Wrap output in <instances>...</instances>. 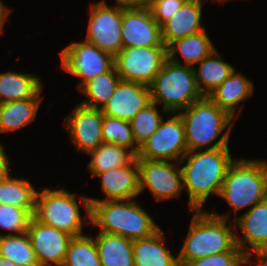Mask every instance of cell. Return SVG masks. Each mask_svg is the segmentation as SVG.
Returning a JSON list of instances; mask_svg holds the SVG:
<instances>
[{"mask_svg": "<svg viewBox=\"0 0 267 266\" xmlns=\"http://www.w3.org/2000/svg\"><path fill=\"white\" fill-rule=\"evenodd\" d=\"M230 132L231 129H226L212 146L206 147L203 151L187 152L179 162L178 166L187 161L181 168L184 188L189 195L190 211H202L203 204L210 194L219 196L226 171L235 160L229 153Z\"/></svg>", "mask_w": 267, "mask_h": 266, "instance_id": "6da1fadb", "label": "cell"}, {"mask_svg": "<svg viewBox=\"0 0 267 266\" xmlns=\"http://www.w3.org/2000/svg\"><path fill=\"white\" fill-rule=\"evenodd\" d=\"M191 219L188 235L180 249L179 266L187 262L217 253L230 251L235 245L234 221L227 225L229 215L195 211Z\"/></svg>", "mask_w": 267, "mask_h": 266, "instance_id": "7a4b0ae2", "label": "cell"}, {"mask_svg": "<svg viewBox=\"0 0 267 266\" xmlns=\"http://www.w3.org/2000/svg\"><path fill=\"white\" fill-rule=\"evenodd\" d=\"M90 223L99 231L120 235L132 241L152 236L160 227L136 201L114 200L90 202Z\"/></svg>", "mask_w": 267, "mask_h": 266, "instance_id": "3957f363", "label": "cell"}, {"mask_svg": "<svg viewBox=\"0 0 267 266\" xmlns=\"http://www.w3.org/2000/svg\"><path fill=\"white\" fill-rule=\"evenodd\" d=\"M219 196L237 212L267 198V162L235 159L228 167Z\"/></svg>", "mask_w": 267, "mask_h": 266, "instance_id": "277c9868", "label": "cell"}, {"mask_svg": "<svg viewBox=\"0 0 267 266\" xmlns=\"http://www.w3.org/2000/svg\"><path fill=\"white\" fill-rule=\"evenodd\" d=\"M152 103H162L164 113L181 111L204 96L197 86L193 67L168 59L149 85Z\"/></svg>", "mask_w": 267, "mask_h": 266, "instance_id": "5b68a950", "label": "cell"}, {"mask_svg": "<svg viewBox=\"0 0 267 266\" xmlns=\"http://www.w3.org/2000/svg\"><path fill=\"white\" fill-rule=\"evenodd\" d=\"M180 113L188 152L211 145L224 131L232 129L235 119L220 109L208 96L194 102ZM233 121V122H232Z\"/></svg>", "mask_w": 267, "mask_h": 266, "instance_id": "8992f818", "label": "cell"}, {"mask_svg": "<svg viewBox=\"0 0 267 266\" xmlns=\"http://www.w3.org/2000/svg\"><path fill=\"white\" fill-rule=\"evenodd\" d=\"M65 189L45 188L36 194L33 217L40 223L55 227L72 237L83 235L79 202Z\"/></svg>", "mask_w": 267, "mask_h": 266, "instance_id": "52a82bcc", "label": "cell"}, {"mask_svg": "<svg viewBox=\"0 0 267 266\" xmlns=\"http://www.w3.org/2000/svg\"><path fill=\"white\" fill-rule=\"evenodd\" d=\"M166 60V46L129 47L114 57V66L121 80L149 86Z\"/></svg>", "mask_w": 267, "mask_h": 266, "instance_id": "ba28073f", "label": "cell"}, {"mask_svg": "<svg viewBox=\"0 0 267 266\" xmlns=\"http://www.w3.org/2000/svg\"><path fill=\"white\" fill-rule=\"evenodd\" d=\"M188 152L185 128L180 114L161 121L158 129L140 147L137 159L176 161Z\"/></svg>", "mask_w": 267, "mask_h": 266, "instance_id": "9c48e42d", "label": "cell"}, {"mask_svg": "<svg viewBox=\"0 0 267 266\" xmlns=\"http://www.w3.org/2000/svg\"><path fill=\"white\" fill-rule=\"evenodd\" d=\"M62 68L73 76L82 78L81 89L92 78L109 71L114 66V57L94 44L74 42L60 52Z\"/></svg>", "mask_w": 267, "mask_h": 266, "instance_id": "30bf717a", "label": "cell"}, {"mask_svg": "<svg viewBox=\"0 0 267 266\" xmlns=\"http://www.w3.org/2000/svg\"><path fill=\"white\" fill-rule=\"evenodd\" d=\"M122 9L104 0L91 5L86 41L115 57L122 46Z\"/></svg>", "mask_w": 267, "mask_h": 266, "instance_id": "8fae6325", "label": "cell"}, {"mask_svg": "<svg viewBox=\"0 0 267 266\" xmlns=\"http://www.w3.org/2000/svg\"><path fill=\"white\" fill-rule=\"evenodd\" d=\"M140 193L147 186L157 201L180 195L184 189L182 168L171 161L137 159Z\"/></svg>", "mask_w": 267, "mask_h": 266, "instance_id": "7c38bea8", "label": "cell"}, {"mask_svg": "<svg viewBox=\"0 0 267 266\" xmlns=\"http://www.w3.org/2000/svg\"><path fill=\"white\" fill-rule=\"evenodd\" d=\"M27 234L40 266H62L71 235L31 218Z\"/></svg>", "mask_w": 267, "mask_h": 266, "instance_id": "4fadbf2b", "label": "cell"}, {"mask_svg": "<svg viewBox=\"0 0 267 266\" xmlns=\"http://www.w3.org/2000/svg\"><path fill=\"white\" fill-rule=\"evenodd\" d=\"M95 177H100L102 179L101 189L107 198L104 200L90 197L80 198L89 219H91L90 202L131 200L140 194L137 158L127 166L98 173Z\"/></svg>", "mask_w": 267, "mask_h": 266, "instance_id": "5bb4252c", "label": "cell"}, {"mask_svg": "<svg viewBox=\"0 0 267 266\" xmlns=\"http://www.w3.org/2000/svg\"><path fill=\"white\" fill-rule=\"evenodd\" d=\"M67 117L63 124L68 127L77 150L88 154L103 143V113L100 108L78 104Z\"/></svg>", "mask_w": 267, "mask_h": 266, "instance_id": "9a60e30c", "label": "cell"}, {"mask_svg": "<svg viewBox=\"0 0 267 266\" xmlns=\"http://www.w3.org/2000/svg\"><path fill=\"white\" fill-rule=\"evenodd\" d=\"M121 36L123 48L165 46L161 26L154 20L149 8L122 9Z\"/></svg>", "mask_w": 267, "mask_h": 266, "instance_id": "2e32d148", "label": "cell"}, {"mask_svg": "<svg viewBox=\"0 0 267 266\" xmlns=\"http://www.w3.org/2000/svg\"><path fill=\"white\" fill-rule=\"evenodd\" d=\"M150 103L149 86L141 83L120 80L114 94L103 106L102 113L125 121H131L135 114Z\"/></svg>", "mask_w": 267, "mask_h": 266, "instance_id": "e0dca14e", "label": "cell"}, {"mask_svg": "<svg viewBox=\"0 0 267 266\" xmlns=\"http://www.w3.org/2000/svg\"><path fill=\"white\" fill-rule=\"evenodd\" d=\"M234 225L235 229H240L243 234L239 238L235 236L236 245L243 253L267 251V198L237 217ZM247 243L251 248H246Z\"/></svg>", "mask_w": 267, "mask_h": 266, "instance_id": "ac0fdd59", "label": "cell"}, {"mask_svg": "<svg viewBox=\"0 0 267 266\" xmlns=\"http://www.w3.org/2000/svg\"><path fill=\"white\" fill-rule=\"evenodd\" d=\"M202 0H188L161 26L163 44L167 47L177 39L204 31L201 26Z\"/></svg>", "mask_w": 267, "mask_h": 266, "instance_id": "d6986e66", "label": "cell"}, {"mask_svg": "<svg viewBox=\"0 0 267 266\" xmlns=\"http://www.w3.org/2000/svg\"><path fill=\"white\" fill-rule=\"evenodd\" d=\"M253 83L236 69L230 76L208 97L222 110L226 111L232 118H236V107L239 103L253 94Z\"/></svg>", "mask_w": 267, "mask_h": 266, "instance_id": "ffe728a7", "label": "cell"}, {"mask_svg": "<svg viewBox=\"0 0 267 266\" xmlns=\"http://www.w3.org/2000/svg\"><path fill=\"white\" fill-rule=\"evenodd\" d=\"M164 240L161 228L148 238L134 240L135 266H179L178 257L166 248Z\"/></svg>", "mask_w": 267, "mask_h": 266, "instance_id": "44dd1931", "label": "cell"}, {"mask_svg": "<svg viewBox=\"0 0 267 266\" xmlns=\"http://www.w3.org/2000/svg\"><path fill=\"white\" fill-rule=\"evenodd\" d=\"M215 49L206 30L194 35L180 38L167 46V59L174 64L194 67L209 56ZM177 52L181 53L184 64L176 59Z\"/></svg>", "mask_w": 267, "mask_h": 266, "instance_id": "7402d4cb", "label": "cell"}, {"mask_svg": "<svg viewBox=\"0 0 267 266\" xmlns=\"http://www.w3.org/2000/svg\"><path fill=\"white\" fill-rule=\"evenodd\" d=\"M95 243L102 266H135L132 240L100 231Z\"/></svg>", "mask_w": 267, "mask_h": 266, "instance_id": "603a6c76", "label": "cell"}, {"mask_svg": "<svg viewBox=\"0 0 267 266\" xmlns=\"http://www.w3.org/2000/svg\"><path fill=\"white\" fill-rule=\"evenodd\" d=\"M42 82L35 75L0 73V104L16 100L41 99Z\"/></svg>", "mask_w": 267, "mask_h": 266, "instance_id": "cb8c5ba5", "label": "cell"}, {"mask_svg": "<svg viewBox=\"0 0 267 266\" xmlns=\"http://www.w3.org/2000/svg\"><path fill=\"white\" fill-rule=\"evenodd\" d=\"M221 58L219 53L214 50L198 63V70L193 67L198 89L203 96H208L220 86L235 69Z\"/></svg>", "mask_w": 267, "mask_h": 266, "instance_id": "d4e9b609", "label": "cell"}, {"mask_svg": "<svg viewBox=\"0 0 267 266\" xmlns=\"http://www.w3.org/2000/svg\"><path fill=\"white\" fill-rule=\"evenodd\" d=\"M41 101L25 99L0 104V133L18 130L34 121Z\"/></svg>", "mask_w": 267, "mask_h": 266, "instance_id": "484cf974", "label": "cell"}, {"mask_svg": "<svg viewBox=\"0 0 267 266\" xmlns=\"http://www.w3.org/2000/svg\"><path fill=\"white\" fill-rule=\"evenodd\" d=\"M88 154L92 157L88 168L94 176L127 166L136 158V155L132 151H128V148L105 142Z\"/></svg>", "mask_w": 267, "mask_h": 266, "instance_id": "4316f807", "label": "cell"}, {"mask_svg": "<svg viewBox=\"0 0 267 266\" xmlns=\"http://www.w3.org/2000/svg\"><path fill=\"white\" fill-rule=\"evenodd\" d=\"M120 80L115 66L109 71L92 78L80 89L87 96V101L84 100L80 104L97 109H99L98 104H100V109H102L114 94Z\"/></svg>", "mask_w": 267, "mask_h": 266, "instance_id": "83f0119b", "label": "cell"}, {"mask_svg": "<svg viewBox=\"0 0 267 266\" xmlns=\"http://www.w3.org/2000/svg\"><path fill=\"white\" fill-rule=\"evenodd\" d=\"M0 256L17 266H40L27 233L0 234Z\"/></svg>", "mask_w": 267, "mask_h": 266, "instance_id": "f1b7e54d", "label": "cell"}, {"mask_svg": "<svg viewBox=\"0 0 267 266\" xmlns=\"http://www.w3.org/2000/svg\"><path fill=\"white\" fill-rule=\"evenodd\" d=\"M37 191L26 179L8 175L0 183V204H9L22 209H35Z\"/></svg>", "mask_w": 267, "mask_h": 266, "instance_id": "f546056e", "label": "cell"}, {"mask_svg": "<svg viewBox=\"0 0 267 266\" xmlns=\"http://www.w3.org/2000/svg\"><path fill=\"white\" fill-rule=\"evenodd\" d=\"M62 266H102L95 239L87 235L72 237Z\"/></svg>", "mask_w": 267, "mask_h": 266, "instance_id": "4dcf8cb0", "label": "cell"}, {"mask_svg": "<svg viewBox=\"0 0 267 266\" xmlns=\"http://www.w3.org/2000/svg\"><path fill=\"white\" fill-rule=\"evenodd\" d=\"M103 142L123 146L135 155L138 154L139 147L136 144L129 121L103 114L102 127Z\"/></svg>", "mask_w": 267, "mask_h": 266, "instance_id": "1f68e13d", "label": "cell"}, {"mask_svg": "<svg viewBox=\"0 0 267 266\" xmlns=\"http://www.w3.org/2000/svg\"><path fill=\"white\" fill-rule=\"evenodd\" d=\"M163 117L157 109V104L150 103L146 108L139 110L130 121L136 145L140 147L158 129Z\"/></svg>", "mask_w": 267, "mask_h": 266, "instance_id": "d6a6232c", "label": "cell"}, {"mask_svg": "<svg viewBox=\"0 0 267 266\" xmlns=\"http://www.w3.org/2000/svg\"><path fill=\"white\" fill-rule=\"evenodd\" d=\"M35 209H22L9 204H0V227L15 232L27 233Z\"/></svg>", "mask_w": 267, "mask_h": 266, "instance_id": "836d02e7", "label": "cell"}, {"mask_svg": "<svg viewBox=\"0 0 267 266\" xmlns=\"http://www.w3.org/2000/svg\"><path fill=\"white\" fill-rule=\"evenodd\" d=\"M244 253L235 245L230 251L187 262L184 266H240Z\"/></svg>", "mask_w": 267, "mask_h": 266, "instance_id": "e575fe53", "label": "cell"}, {"mask_svg": "<svg viewBox=\"0 0 267 266\" xmlns=\"http://www.w3.org/2000/svg\"><path fill=\"white\" fill-rule=\"evenodd\" d=\"M188 0H150L149 9L154 20L162 26L176 13Z\"/></svg>", "mask_w": 267, "mask_h": 266, "instance_id": "d590c367", "label": "cell"}, {"mask_svg": "<svg viewBox=\"0 0 267 266\" xmlns=\"http://www.w3.org/2000/svg\"><path fill=\"white\" fill-rule=\"evenodd\" d=\"M115 6L123 10L149 8L150 0H116Z\"/></svg>", "mask_w": 267, "mask_h": 266, "instance_id": "8d00e7d4", "label": "cell"}, {"mask_svg": "<svg viewBox=\"0 0 267 266\" xmlns=\"http://www.w3.org/2000/svg\"><path fill=\"white\" fill-rule=\"evenodd\" d=\"M253 253L254 256L256 254L257 260L259 261V263H257V266H267V251H249L247 253H244L242 265H245L246 263L249 264V262H252L250 257L253 255Z\"/></svg>", "mask_w": 267, "mask_h": 266, "instance_id": "74e56055", "label": "cell"}, {"mask_svg": "<svg viewBox=\"0 0 267 266\" xmlns=\"http://www.w3.org/2000/svg\"><path fill=\"white\" fill-rule=\"evenodd\" d=\"M6 153L0 157V183L9 175V160Z\"/></svg>", "mask_w": 267, "mask_h": 266, "instance_id": "f35d334b", "label": "cell"}, {"mask_svg": "<svg viewBox=\"0 0 267 266\" xmlns=\"http://www.w3.org/2000/svg\"><path fill=\"white\" fill-rule=\"evenodd\" d=\"M11 11L5 7V5L0 0V34H3V26L7 20V16Z\"/></svg>", "mask_w": 267, "mask_h": 266, "instance_id": "ab89813d", "label": "cell"}, {"mask_svg": "<svg viewBox=\"0 0 267 266\" xmlns=\"http://www.w3.org/2000/svg\"><path fill=\"white\" fill-rule=\"evenodd\" d=\"M0 266H17L10 260L0 256Z\"/></svg>", "mask_w": 267, "mask_h": 266, "instance_id": "60d3db41", "label": "cell"}, {"mask_svg": "<svg viewBox=\"0 0 267 266\" xmlns=\"http://www.w3.org/2000/svg\"><path fill=\"white\" fill-rule=\"evenodd\" d=\"M4 147L0 144V157L5 153Z\"/></svg>", "mask_w": 267, "mask_h": 266, "instance_id": "b9f144b4", "label": "cell"}]
</instances>
